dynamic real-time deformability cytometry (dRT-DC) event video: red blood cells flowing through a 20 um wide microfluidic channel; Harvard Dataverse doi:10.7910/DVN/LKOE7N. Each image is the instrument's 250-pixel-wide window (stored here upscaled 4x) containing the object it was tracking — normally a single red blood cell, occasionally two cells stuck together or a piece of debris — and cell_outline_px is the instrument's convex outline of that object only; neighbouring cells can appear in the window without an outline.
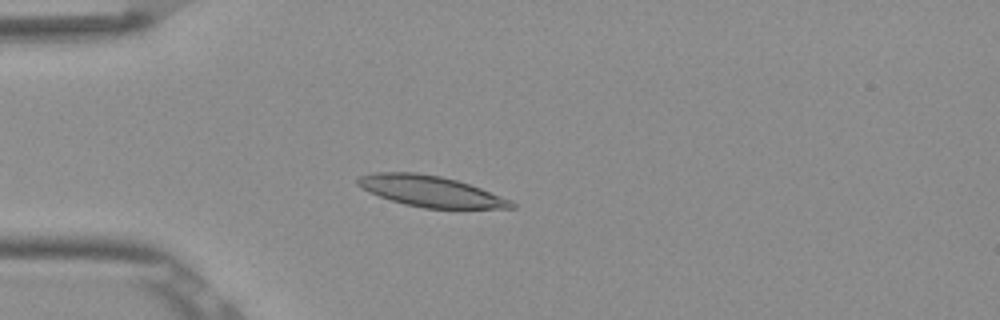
{"species": "Egyptian fruit bat (a non-hibernating species)", "species_latin": "Rousettus aegyptiacus", "temperature_condition": "room temperature", "stored_images_in_passage": 38, "camera_frame_rate_fps": 3000, "um_per_image_px": 0.085, "frame": {"image": 1, "passage_image": 7, "time_ms": 2.0, "image_size_px": [1000, 320], "cell_outline_px": [[516, 208], [424, 208], [404, 204], [368, 192], [356, 184], [356, 180], [360, 176], [376, 172], [416, 172], [440, 176], [456, 180], [480, 188], [512, 200], [516, 204]], "centroid_in_image_um": [36.59, 16.25], "position_along_channel_um": 48.4, "area_um2": 27.51}}
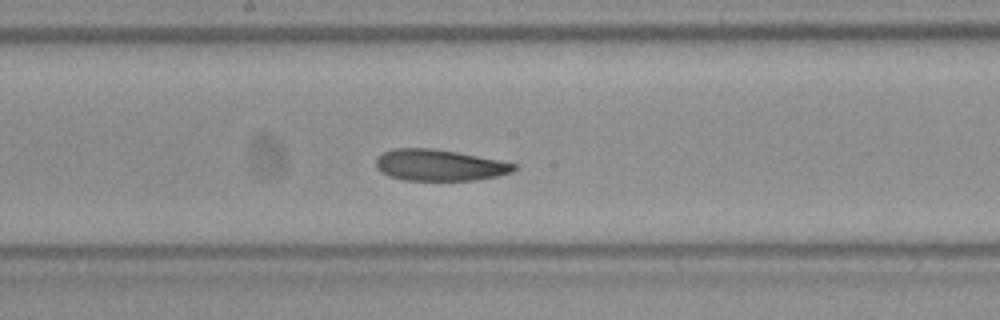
{"frame": {"image": 2, "passage_image": 21, "time_ms": 6.667, "image_size_px": [1000, 320], "cell_outline_px": [[516, 168], [512, 172], [496, 176], [476, 180], [404, 180], [388, 176], [380, 172], [376, 168], [376, 156], [392, 148], [432, 148], [456, 152], [500, 160], [516, 164]], "centroid_in_image_um": [37.3, 14.03], "position_along_channel_um": 210.9, "area_um2": 25.26}}
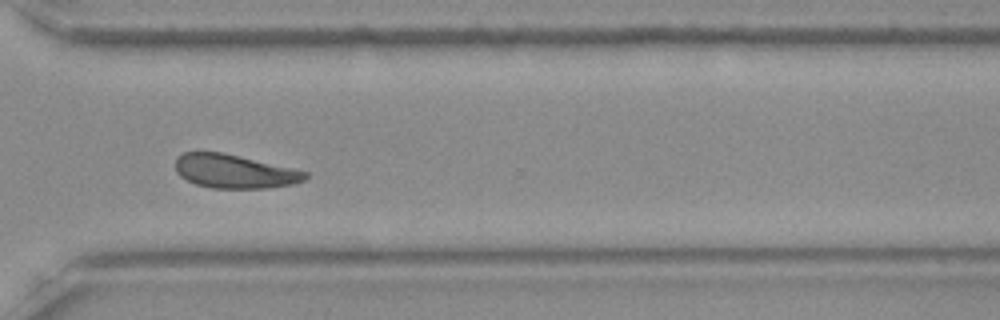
{"frame": {"image": 3, "passage_image": 32, "time_ms": 10.333, "image_size_px": [1000, 320], "cell_outline_px": [[308, 176], [304, 180], [296, 184], [264, 188], [212, 188], [196, 184], [180, 176], [176, 172], [176, 156], [184, 152], [220, 152], [292, 168], [308, 172]], "centroid_in_image_um": [19.92, 14.57], "position_along_channel_um": 350.7, "area_um2": 25.32}, "authors_computed_cell_mechanics": {"area_um2": 25.8655, "velocity_mm_per_s": 3.818, "shape_relaxation_time_tau1_ms": 4.4394, "shape_relaxation_time_tau2_ms": 3.6179, "deformation_change_tau1": 0.1237, "deformation_change_tau2": 0.1116}}